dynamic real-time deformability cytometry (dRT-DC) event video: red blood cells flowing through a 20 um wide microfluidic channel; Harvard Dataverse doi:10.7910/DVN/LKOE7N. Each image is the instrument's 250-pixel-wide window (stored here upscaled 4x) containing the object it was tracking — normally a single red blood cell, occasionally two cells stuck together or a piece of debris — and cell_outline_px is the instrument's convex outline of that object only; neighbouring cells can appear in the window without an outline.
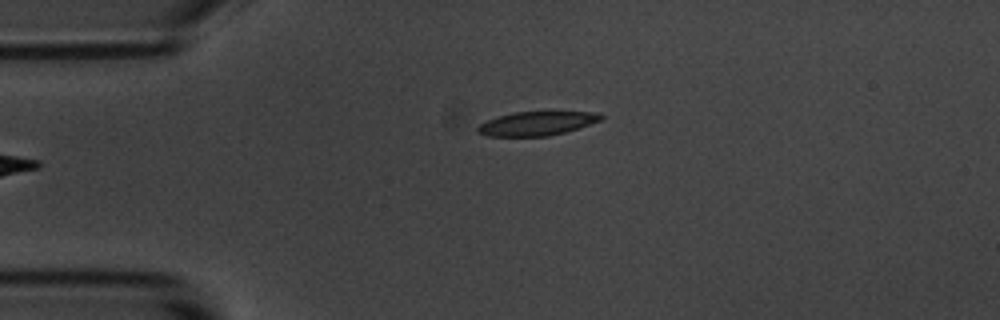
{"species": "common noctule bat (a hibernating species)", "species_latin": "Nyctalus noctula", "temperature_condition": "room temperature", "stored_images_in_passage": 2, "camera_frame_rate_fps": 3000, "um_per_image_px": 0.085, "animal": {"sex": "male", "body_mass_g": 20.1, "forearm_length_mm": 53.5}, "frame": {"image": 1, "passage_image": 2, "time_ms": 1.0, "image_size_px": [1000, 320], "cell_outline_px": [[604, 116], [600, 120], [580, 128], [548, 136], [488, 136], [476, 132], [476, 128], [480, 124], [488, 120], [500, 116], [516, 112], [596, 112]], "centroid_in_image_um": [45.63, 10.5], "position_along_channel_um": 39.4, "area_um2": 16.99}}